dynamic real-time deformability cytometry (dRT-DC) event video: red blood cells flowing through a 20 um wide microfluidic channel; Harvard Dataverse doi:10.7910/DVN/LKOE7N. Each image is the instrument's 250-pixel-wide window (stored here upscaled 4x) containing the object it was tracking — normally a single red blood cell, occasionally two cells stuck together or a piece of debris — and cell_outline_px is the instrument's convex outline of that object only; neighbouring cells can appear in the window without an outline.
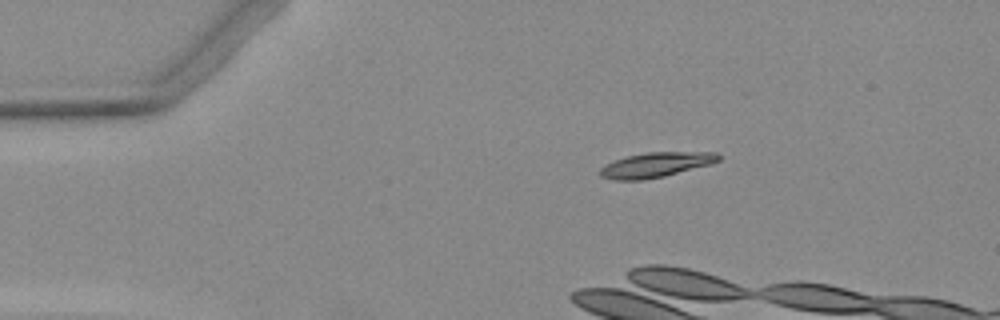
{"species": "Egyptian fruit bat (a non-hibernating species)", "species_latin": "Rousettus aegyptiacus", "temperature_condition": "warm", "stored_images_in_passage": 4, "camera_frame_rate_fps": 3000, "um_per_image_px": 0.085, "animal": {"sex": "female"}, "frame": {"image": 1, "passage_image": 1, "time_ms": 0.0, "image_size_px": [1000, 320], "cell_outline_px": [[720, 160], [708, 164], [664, 176], [644, 180], [616, 180], [600, 176], [600, 168], [604, 164], [628, 156], [648, 152], [716, 152], [720, 156]], "centroid_in_image_um": [55.71, 14.01], "position_along_channel_um": 29.3, "area_um2": 16.88}}